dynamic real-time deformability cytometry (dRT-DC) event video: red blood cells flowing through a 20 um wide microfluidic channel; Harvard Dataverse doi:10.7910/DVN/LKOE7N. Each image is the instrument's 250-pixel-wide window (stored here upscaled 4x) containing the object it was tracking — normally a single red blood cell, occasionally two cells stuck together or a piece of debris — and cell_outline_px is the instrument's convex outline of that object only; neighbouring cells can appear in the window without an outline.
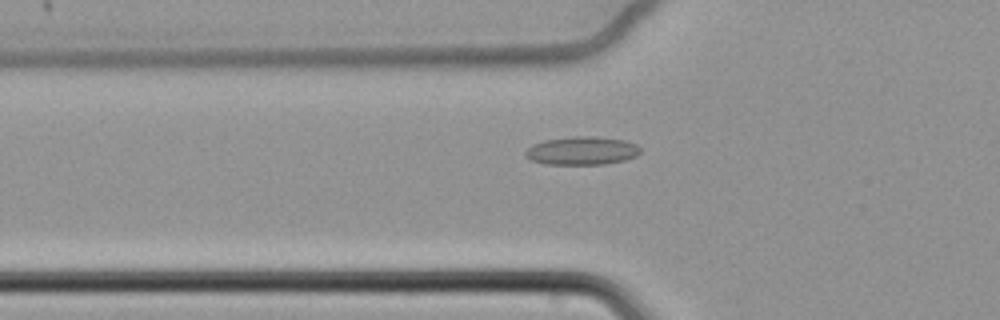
{"species": "common noctule bat (a hibernating species)", "species_latin": "Nyctalus noctula", "temperature_condition": "cold", "stored_images_in_passage": 62, "camera_frame_rate_fps": 3000, "um_per_image_px": 0.085, "animal": {"sex": "female", "body_mass_g": 22.7, "forearm_length_mm": 54.2}, "frame": {"image": 1, "passage_image": 23, "time_ms": 7.333, "image_size_px": [1000, 320], "cell_outline_px": [[640, 152], [636, 156], [624, 160], [604, 164], [544, 164], [532, 160], [524, 156], [524, 152], [532, 144], [544, 140], [572, 136], [596, 136], [624, 140], [636, 144], [640, 148]], "centroid_in_image_um": [49.44, 12.8], "position_along_channel_um": 76.4, "area_um2": 19.02}}
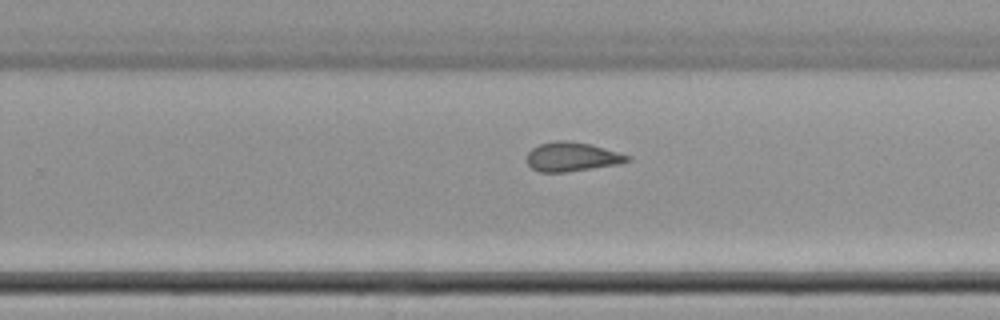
{"frame": {"image": 2, "passage_image": 41, "time_ms": 13.333, "image_size_px": [1000, 320], "cell_outline_px": [[632, 160], [616, 164], [564, 172], [540, 172], [532, 168], [524, 160], [528, 152], [532, 148], [540, 144], [556, 140], [568, 140], [592, 144], [632, 156]], "centroid_in_image_um": [48.6, 13.31], "position_along_channel_um": 281.2, "area_um2": 17.17}}
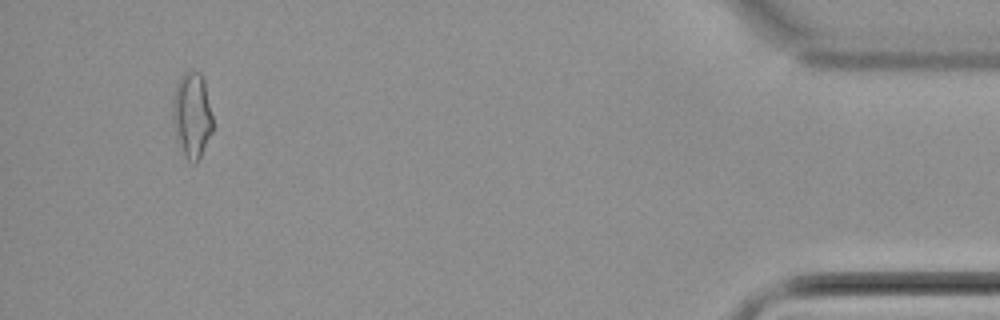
{"frame": {"image": 3, "passage_image": 59, "time_ms": 19.333, "image_size_px": [1000, 320], "cell_outline_px": [[212, 132], [196, 164], [192, 164], [184, 156], [176, 132], [172, 116], [172, 100], [176, 84], [180, 76], [188, 68], [200, 72], [204, 80], [212, 116]], "centroid_in_image_um": [16.31, 9.72], "position_along_channel_um": 418.9, "area_um2": 19.94}, "authors_computed_cell_mechanics": {"area_um2": 18.4093, "velocity_mm_per_s": 3.422, "shape_relaxation_time_tau1_ms": null, "shape_relaxation_time_tau2_ms": 2.8465, "deformation_change_tau1": null, "deformation_change_tau2": 0.1041}}